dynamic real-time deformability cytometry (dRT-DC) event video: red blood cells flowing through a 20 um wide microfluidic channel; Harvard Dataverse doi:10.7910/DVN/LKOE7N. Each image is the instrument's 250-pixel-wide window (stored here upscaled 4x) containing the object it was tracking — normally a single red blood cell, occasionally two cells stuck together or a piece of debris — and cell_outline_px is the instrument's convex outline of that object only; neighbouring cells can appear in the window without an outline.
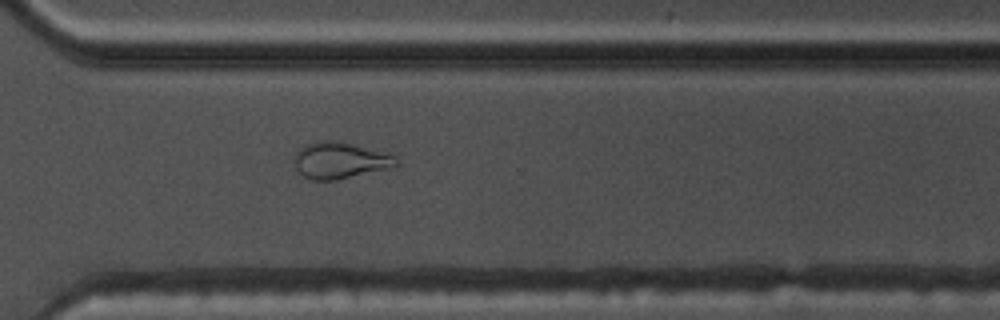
{"species": "common noctule bat (a hibernating species)", "species_latin": "Nyctalus noctula", "temperature_condition": "warm", "stored_images_in_passage": 32, "camera_frame_rate_fps": 3000, "um_per_image_px": 0.085, "animal": {"sex": "male", "body_mass_g": 17.5, "forearm_length_mm": 52.3}, "frame": {"image": 1, "passage_image": 23, "time_ms": 7.333, "image_size_px": [1000, 320], "cell_outline_px": [[400, 164], [396, 168], [336, 180], [312, 180], [304, 176], [296, 168], [292, 160], [296, 152], [300, 148], [316, 140], [340, 140], [388, 152], [396, 156]], "centroid_in_image_um": [28.98, 13.62], "position_along_channel_um": 341.6, "area_um2": 22.48}, "authors_computed_cell_mechanics": {"area_um2": 19.2474, "velocity_mm_per_s": 3.8208, "shape_relaxation_time_tau1_ms": null, "shape_relaxation_time_tau2_ms": 1.8424, "deformation_change_tau1": null, "deformation_change_tau2": 0.0875}}